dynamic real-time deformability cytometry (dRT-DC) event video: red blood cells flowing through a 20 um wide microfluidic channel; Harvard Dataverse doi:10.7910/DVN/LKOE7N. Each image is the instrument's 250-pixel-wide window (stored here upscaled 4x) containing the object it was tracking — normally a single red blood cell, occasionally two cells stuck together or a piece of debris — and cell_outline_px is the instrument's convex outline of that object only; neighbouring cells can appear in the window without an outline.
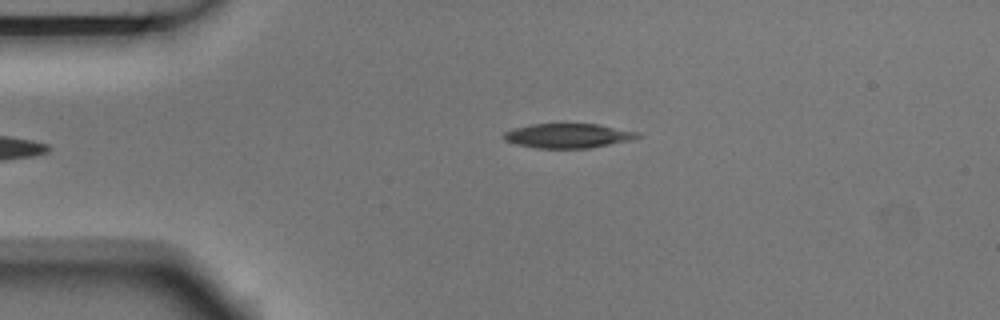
{"species": "Egyptian fruit bat (a non-hibernating species)", "species_latin": "Rousettus aegyptiacus", "temperature_condition": "room temperature", "stored_images_in_passage": 4, "camera_frame_rate_fps": 3000, "um_per_image_px": 0.085, "animal": {"sex": "male"}, "frame": {"image": 1, "passage_image": 4, "time_ms": 1.0, "image_size_px": [1000, 320], "cell_outline_px": [[644, 136], [632, 140], [588, 148], [536, 148], [516, 144], [504, 140], [504, 132], [516, 128], [532, 124], [596, 124], [640, 132]], "centroid_in_image_um": [48.34, 11.54], "position_along_channel_um": 36.7, "area_um2": 19.02}}